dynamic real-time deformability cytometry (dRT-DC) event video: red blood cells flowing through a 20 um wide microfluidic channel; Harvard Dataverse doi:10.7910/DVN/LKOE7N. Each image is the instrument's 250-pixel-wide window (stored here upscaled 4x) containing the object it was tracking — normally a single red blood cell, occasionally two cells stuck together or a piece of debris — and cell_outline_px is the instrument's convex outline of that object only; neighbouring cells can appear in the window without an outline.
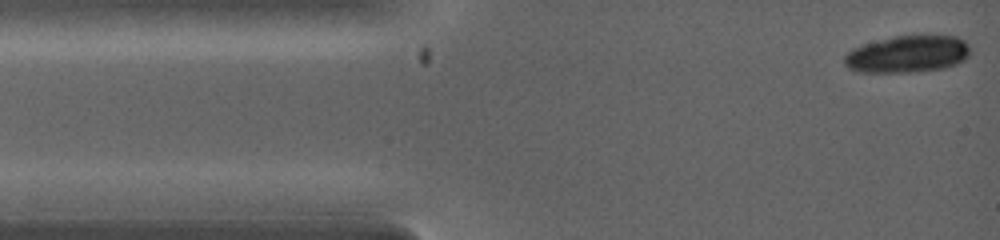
{"species": "common noctule bat (a hibernating species)", "species_latin": "Nyctalus noctula", "temperature_condition": "warm", "stored_images_in_passage": 3, "camera_frame_rate_fps": 5000, "um_per_image_px": 0.085, "animal": {"sex": "female", "body_mass_g": 19.0, "forearm_length_mm": 53.3}, "frame": {"image": 1, "passage_image": 1, "time_ms": 0.0, "image_size_px": [1000, 240], "cell_outline_px": [[968, 56], [952, 64], [940, 68], [896, 72], [864, 72], [852, 68], [844, 64], [844, 56], [852, 48], [864, 44], [892, 36], [928, 32], [956, 36], [964, 40], [968, 44]], "centroid_in_image_um": [77.14, 4.52], "position_along_channel_um": 7.9, "area_um2": 27.22}}